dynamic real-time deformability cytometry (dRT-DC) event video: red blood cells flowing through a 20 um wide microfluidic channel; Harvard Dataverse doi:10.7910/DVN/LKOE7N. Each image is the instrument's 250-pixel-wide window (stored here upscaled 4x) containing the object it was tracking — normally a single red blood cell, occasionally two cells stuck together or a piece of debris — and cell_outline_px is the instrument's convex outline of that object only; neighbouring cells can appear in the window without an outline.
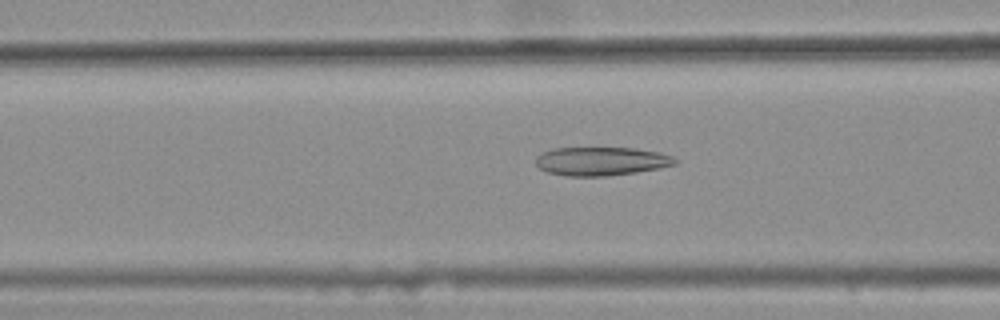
{"species": "common noctule bat (a hibernating species)", "species_latin": "Nyctalus noctula", "temperature_condition": "warm", "stored_images_in_passage": 49, "camera_frame_rate_fps": 3000, "um_per_image_px": 0.085, "animal": {"sex": "female", "body_mass_g": 25.1}, "frame": {"image": 1, "passage_image": 22, "time_ms": 7.0, "image_size_px": [1000, 320], "cell_outline_px": [[676, 164], [660, 168], [636, 172], [604, 176], [568, 176], [548, 172], [540, 168], [536, 164], [536, 156], [540, 152], [552, 148], [636, 148], [660, 152], [672, 156], [676, 160]], "centroid_in_image_um": [51.09, 13.69], "position_along_channel_um": 115.5, "area_um2": 23.24}}
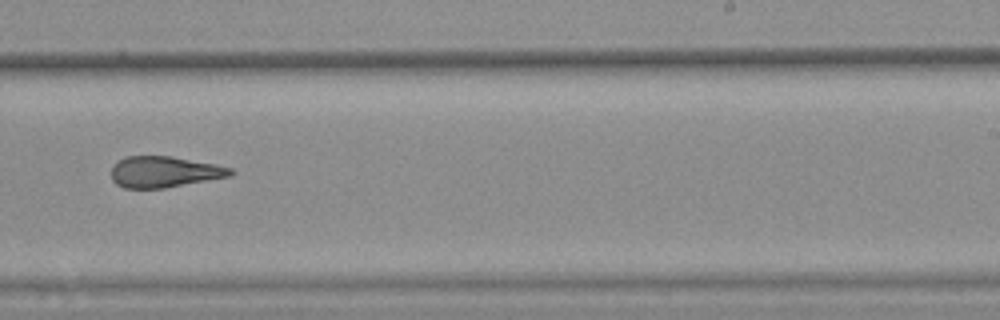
{"frame": {"image": 2, "passage_image": 35, "time_ms": 11.333, "image_size_px": [1000, 320], "cell_outline_px": [[236, 172], [232, 176], [164, 188], [124, 188], [116, 184], [112, 180], [112, 164], [124, 156], [172, 156], [216, 164], [232, 168]], "centroid_in_image_um": [13.98, 14.6], "position_along_channel_um": 275.0, "area_um2": 21.85}}
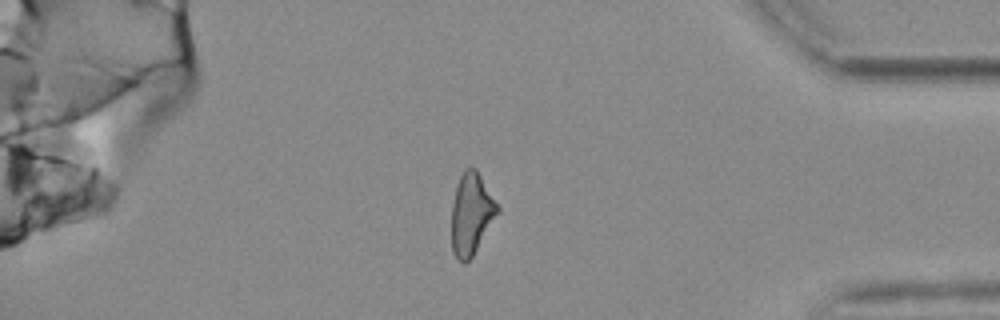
{"frame": {"image": 3, "passage_image": 47, "time_ms": 15.333, "image_size_px": [1000, 320], "cell_outline_px": [[500, 212], [472, 256], [464, 264], [452, 252], [452, 204], [456, 188], [460, 176], [464, 168], [476, 168], [500, 208]], "centroid_in_image_um": [40.08, 18.17], "position_along_channel_um": 395.1, "area_um2": 21.68}, "authors_computed_cell_mechanics": {"area_um2": 23.12, "velocity_mm_per_s": 3.6985, "shape_relaxation_time_tau1_ms": null, "shape_relaxation_time_tau2_ms": 3.177, "deformation_change_tau1": null, "deformation_change_tau2": 0.1384}}